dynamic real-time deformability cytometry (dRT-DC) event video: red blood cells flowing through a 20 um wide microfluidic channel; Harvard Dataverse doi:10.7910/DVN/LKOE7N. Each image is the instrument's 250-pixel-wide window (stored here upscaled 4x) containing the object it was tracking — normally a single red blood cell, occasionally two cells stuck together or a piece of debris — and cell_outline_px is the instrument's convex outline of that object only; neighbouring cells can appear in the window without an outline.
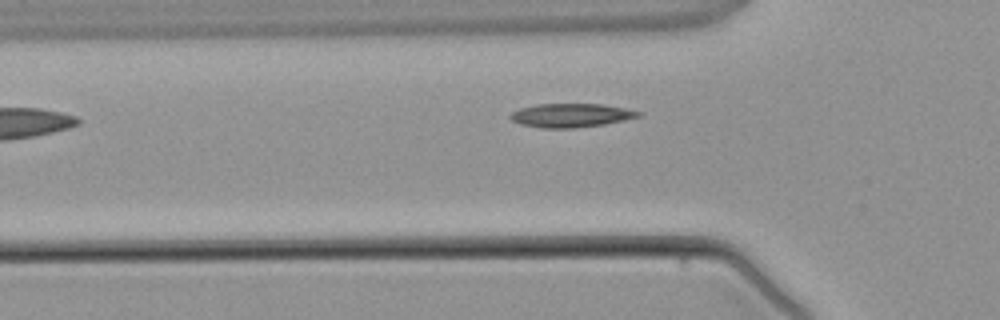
{"species": "common noctule bat (a hibernating species)", "species_latin": "Nyctalus noctula", "temperature_condition": "warm", "stored_images_in_passage": 3, "camera_frame_rate_fps": 3000, "um_per_image_px": 0.085, "animal": {"sex": "male", "body_mass_g": 21.5, "forearm_length_mm": 52.0}, "frame": {"image": 1, "passage_image": 3, "time_ms": 2.333, "image_size_px": [1000, 320], "cell_outline_px": [[644, 112], [640, 116], [604, 124], [576, 128], [540, 128], [520, 124], [512, 120], [508, 116], [512, 112], [520, 108], [536, 104], [600, 104], [624, 108]], "centroid_in_image_um": [48.5, 9.8], "position_along_channel_um": 77.3, "area_um2": 17.69}}